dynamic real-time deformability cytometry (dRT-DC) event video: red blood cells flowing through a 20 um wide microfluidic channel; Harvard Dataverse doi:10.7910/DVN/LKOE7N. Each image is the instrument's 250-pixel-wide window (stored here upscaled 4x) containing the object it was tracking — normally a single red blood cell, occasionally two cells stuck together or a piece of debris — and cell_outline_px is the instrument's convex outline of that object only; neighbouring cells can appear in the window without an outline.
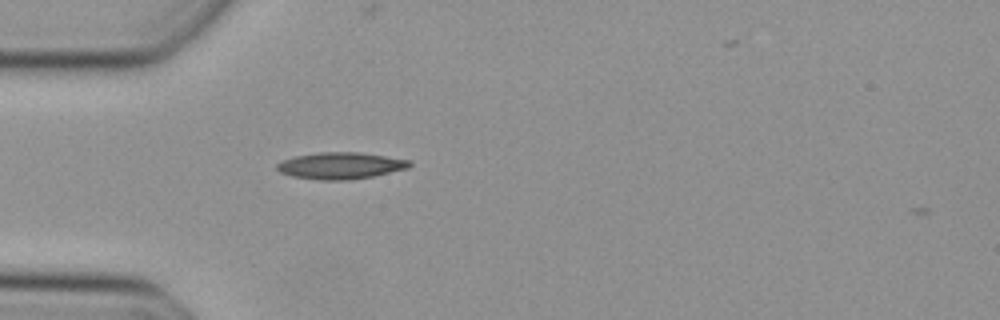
{"species": "Egyptian fruit bat (a non-hibernating species)", "species_latin": "Rousettus aegyptiacus", "temperature_condition": "cold", "stored_images_in_passage": 33, "camera_frame_rate_fps": 3000, "um_per_image_px": 0.085, "animal": {"sex": "female"}, "frame": {"image": 1, "passage_image": 2, "time_ms": 0.333, "image_size_px": [1000, 320], "cell_outline_px": [[412, 164], [408, 168], [372, 176], [348, 180], [320, 180], [292, 176], [280, 172], [276, 168], [276, 164], [284, 160], [296, 156], [320, 152], [360, 152], [412, 160]], "centroid_in_image_um": [28.97, 14.08], "position_along_channel_um": 56.0, "area_um2": 20.52}}
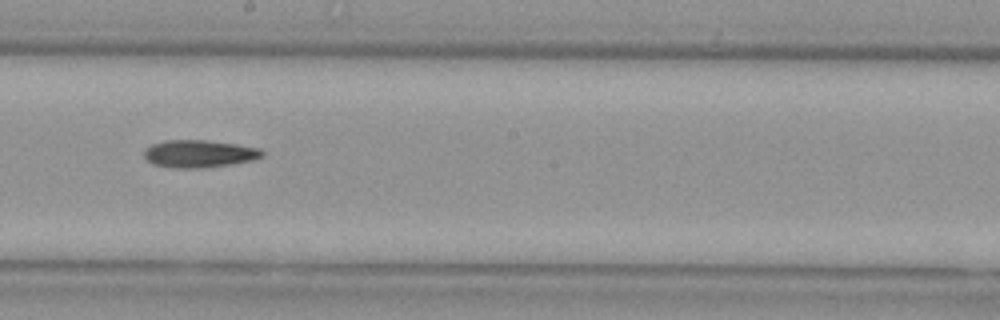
{"frame": {"image": 2, "passage_image": 15, "time_ms": 4.667, "image_size_px": [1000, 320], "cell_outline_px": [[264, 156], [252, 160], [232, 164], [204, 168], [172, 168], [152, 164], [144, 156], [144, 148], [152, 144], [168, 140], [204, 140], [236, 144], [260, 148], [264, 152]], "centroid_in_image_um": [16.93, 13.07], "position_along_channel_um": 231.3, "area_um2": 19.02}}
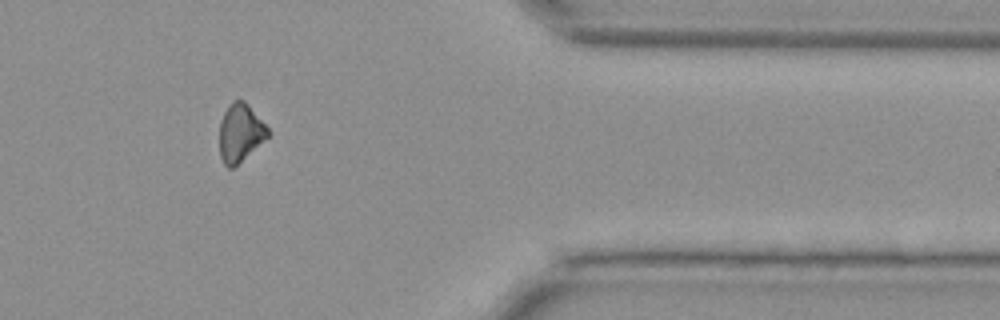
{"frame": {"image": 3, "passage_image": 28, "time_ms": 9.0, "image_size_px": [1000, 320], "cell_outline_px": [[272, 132], [268, 136], [232, 168], [228, 168], [224, 164], [220, 156], [220, 120], [228, 104], [232, 100], [244, 100], [248, 104]], "centroid_in_image_um": [20.41, 11.25], "position_along_channel_um": 391.0, "area_um2": 16.18}}